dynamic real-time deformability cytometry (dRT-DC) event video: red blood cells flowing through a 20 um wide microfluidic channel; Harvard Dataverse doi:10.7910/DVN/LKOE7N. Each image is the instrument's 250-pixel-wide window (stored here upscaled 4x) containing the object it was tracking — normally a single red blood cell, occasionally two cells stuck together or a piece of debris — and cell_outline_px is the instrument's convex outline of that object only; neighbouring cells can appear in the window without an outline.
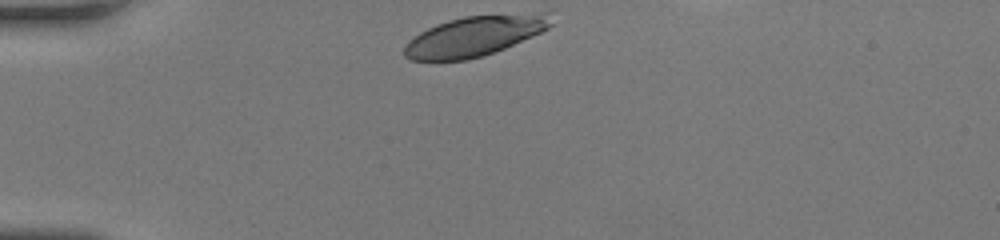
{"species": "human", "species_latin": "Homo sapiens", "temperature_condition": "room temperature", "stored_images_in_passage": 29, "camera_frame_rate_fps": 3000, "um_per_image_px": 0.085, "donor": {"sex": "female"}, "frame": {"image": 1, "passage_image": 1, "time_ms": 0.0, "image_size_px": [1000, 240], "cell_outline_px": [[552, 24], [548, 28], [540, 32], [504, 48], [484, 56], [468, 60], [412, 60], [404, 56], [404, 48], [408, 40], [420, 32], [436, 24], [448, 20], [464, 16], [540, 16]], "centroid_in_image_um": [40.11, 3.14], "position_along_channel_um": 44.9, "area_um2": 32.6}}
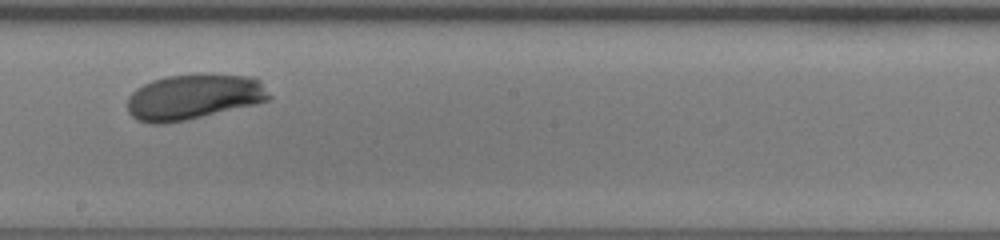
{"frame": {"image": 2, "passage_image": 17, "time_ms": 5.333, "image_size_px": [1000, 240], "cell_outline_px": [[272, 100], [256, 104], [188, 120], [164, 124], [152, 124], [136, 120], [128, 112], [128, 96], [136, 88], [152, 80], [168, 76], [204, 72], [252, 76], [260, 80], [272, 96]], "centroid_in_image_um": [16.5, 8.22], "position_along_channel_um": 231.7, "area_um2": 38.44}}
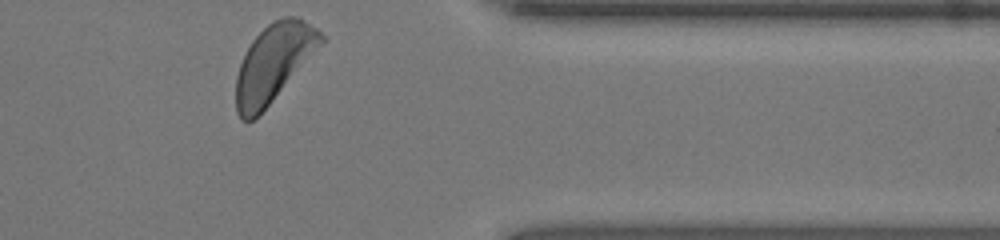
{"frame": {"image": 3, "passage_image": 29, "time_ms": 9.333, "image_size_px": [1000, 240], "cell_outline_px": [[324, 40], [268, 104], [252, 120], [240, 120], [236, 112], [236, 76], [240, 64], [252, 40], [268, 24], [284, 16], [300, 16], [316, 28], [324, 36]], "centroid_in_image_um": [23.22, 5.31], "position_along_channel_um": 388.2, "area_um2": 37.05}, "authors_computed_cell_mechanics": {"area_um2": 37.3966, "velocity_mm_per_s": 4.1884, "shape_relaxation_time_tau1_ms": 2.5149, "shape_relaxation_time_tau2_ms": null, "deformation_change_tau1": 0.1337, "deformation_change_tau2": null}}